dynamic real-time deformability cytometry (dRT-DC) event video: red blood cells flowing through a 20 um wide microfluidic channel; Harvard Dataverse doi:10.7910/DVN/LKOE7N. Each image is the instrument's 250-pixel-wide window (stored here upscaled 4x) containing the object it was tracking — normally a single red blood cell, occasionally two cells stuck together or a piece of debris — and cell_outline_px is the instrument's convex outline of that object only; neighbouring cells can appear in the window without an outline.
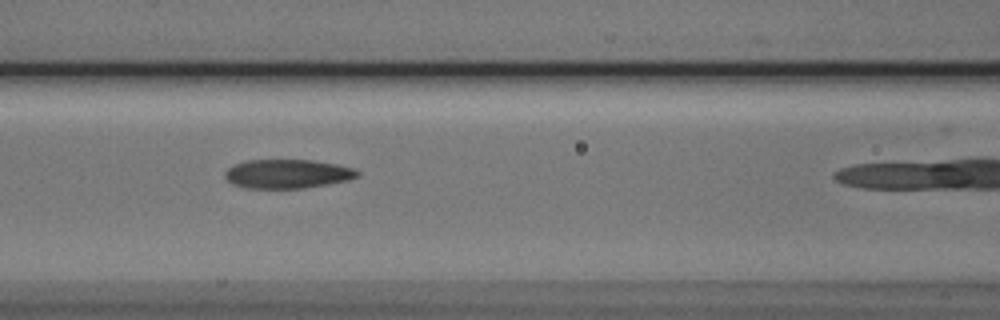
{"species": "Egyptian fruit bat (a non-hibernating species)", "species_latin": "Rousettus aegyptiacus", "temperature_condition": "cold", "stored_images_in_passage": 10, "camera_frame_rate_fps": 3000, "um_per_image_px": 0.085, "animal": {"sex": "male"}, "frame": {"image": 1, "passage_image": 5, "time_ms": 5.667, "image_size_px": [1000, 320], "cell_outline_px": [[360, 176], [348, 180], [328, 184], [304, 188], [244, 188], [232, 184], [224, 176], [224, 172], [228, 168], [236, 164], [248, 160], [312, 160], [336, 164], [352, 168], [360, 172]], "centroid_in_image_um": [24.43, 14.78], "position_along_channel_um": 142.2, "area_um2": 22.37}}
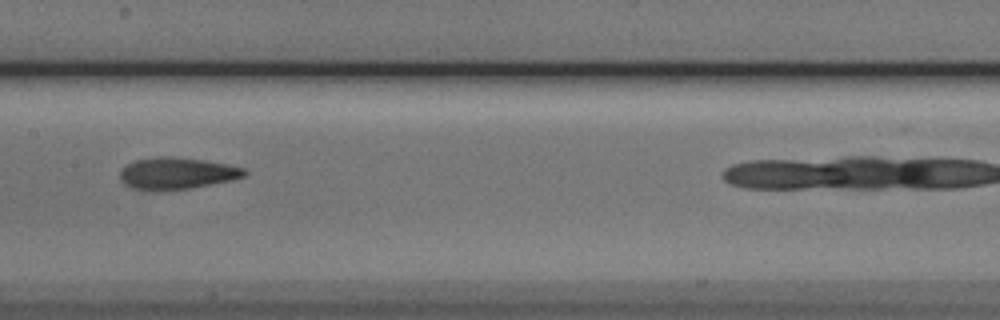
{"frame": {"image": 2, "passage_image": 6, "time_ms": 7.0, "image_size_px": [1000, 320], "cell_outline_px": [[248, 172], [244, 176], [232, 180], [188, 188], [156, 192], [152, 192], [132, 188], [124, 184], [120, 180], [120, 172], [128, 164], [136, 160], [160, 156], [204, 160], [244, 168]], "centroid_in_image_um": [14.99, 14.76], "position_along_channel_um": 192.4, "area_um2": 22.89}}
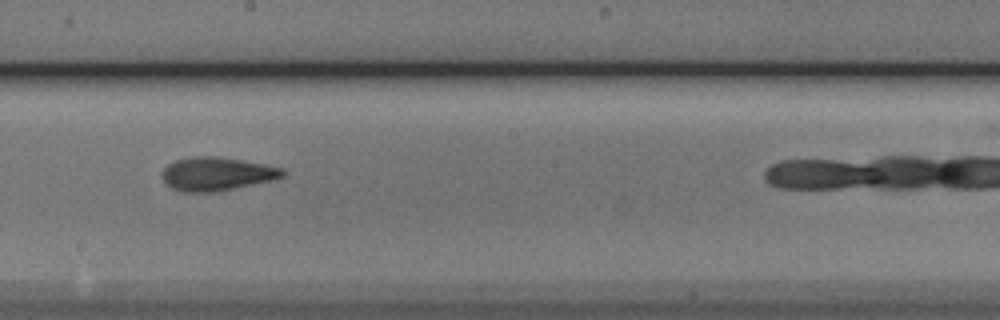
{"frame": {"image": 3, "passage_image": 7, "time_ms": 8.0, "image_size_px": [1000, 320], "cell_outline_px": [[284, 176], [272, 180], [216, 192], [180, 192], [172, 188], [160, 176], [160, 172], [168, 164], [176, 160], [192, 156], [216, 156], [264, 164], [280, 168], [284, 172]], "centroid_in_image_um": [18.36, 14.78], "position_along_channel_um": 229.8, "area_um2": 23.41}}